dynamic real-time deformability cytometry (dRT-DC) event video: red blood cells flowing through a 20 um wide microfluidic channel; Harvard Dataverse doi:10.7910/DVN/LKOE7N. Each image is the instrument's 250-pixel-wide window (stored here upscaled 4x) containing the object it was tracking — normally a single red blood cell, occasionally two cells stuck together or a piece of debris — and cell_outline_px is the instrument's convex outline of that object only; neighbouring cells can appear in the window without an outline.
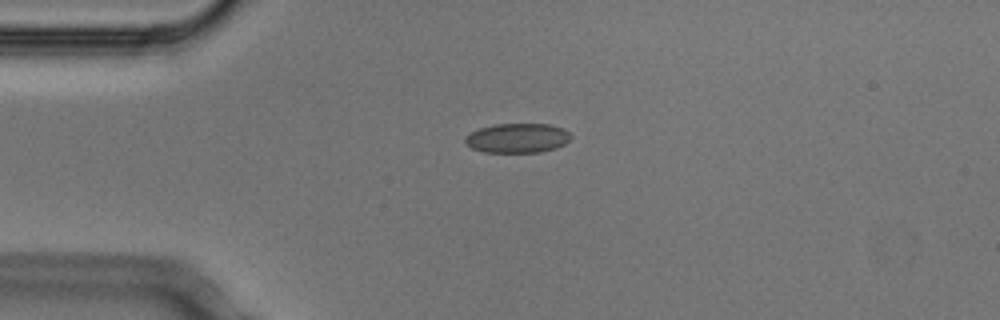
{"species": "Egyptian fruit bat (a non-hibernating species)", "species_latin": "Rousettus aegyptiacus", "temperature_condition": "cold", "stored_images_in_passage": 4, "camera_frame_rate_fps": 3000, "um_per_image_px": 0.085, "animal": {"sex": "male"}, "frame": {"image": 1, "passage_image": 4, "time_ms": 1.0, "image_size_px": [1000, 320], "cell_outline_px": [[572, 136], [564, 144], [556, 148], [540, 152], [484, 152], [472, 148], [464, 140], [464, 136], [480, 128], [496, 124], [548, 124], [564, 128]], "centroid_in_image_um": [43.99, 11.73], "position_along_channel_um": 41.0, "area_um2": 18.09}}